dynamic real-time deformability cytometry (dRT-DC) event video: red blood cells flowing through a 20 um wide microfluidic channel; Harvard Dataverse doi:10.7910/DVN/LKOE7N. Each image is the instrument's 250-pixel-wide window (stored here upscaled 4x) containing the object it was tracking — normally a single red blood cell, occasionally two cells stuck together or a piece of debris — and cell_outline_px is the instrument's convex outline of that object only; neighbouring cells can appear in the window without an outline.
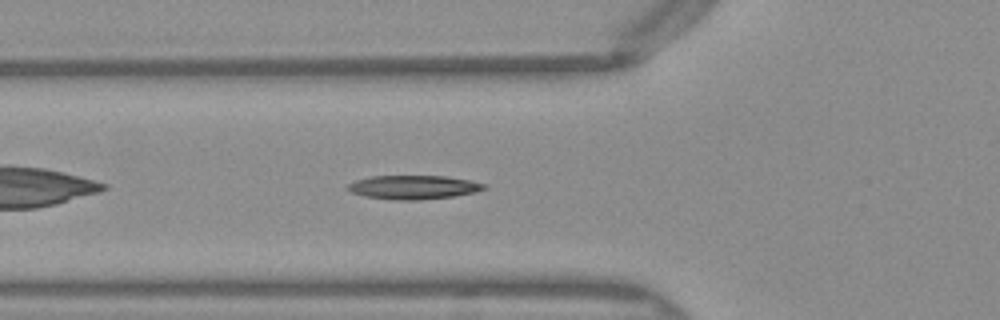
{"species": "Egyptian fruit bat (a non-hibernating species)", "species_latin": "Rousettus aegyptiacus", "temperature_condition": "warm", "stored_images_in_passage": 36, "camera_frame_rate_fps": 3000, "um_per_image_px": 0.085, "frame": {"image": 1, "passage_image": 3, "time_ms": 0.667, "image_size_px": [1000, 320], "cell_outline_px": [[488, 188], [476, 192], [452, 196], [420, 200], [396, 200], [364, 196], [352, 192], [348, 188], [348, 184], [356, 180], [372, 176], [448, 176], [488, 184]], "centroid_in_image_um": [35.2, 15.91], "position_along_channel_um": 90.6, "area_um2": 18.9}}
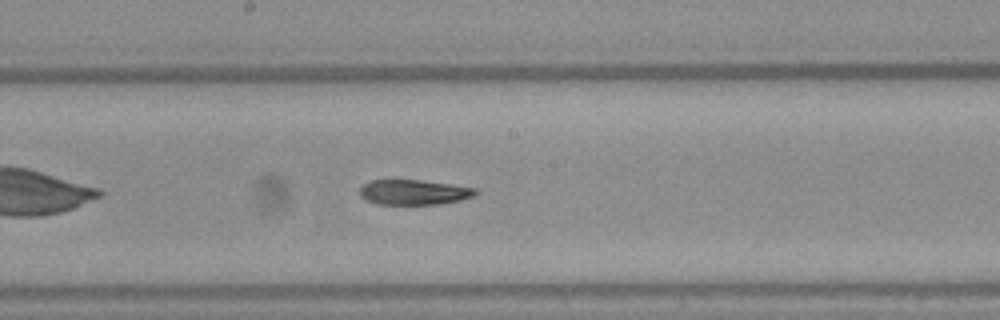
{"frame": {"image": 2, "passage_image": 12, "time_ms": 3.667, "image_size_px": [1000, 320], "cell_outline_px": [[480, 192], [476, 196], [460, 200], [440, 204], [376, 204], [360, 196], [360, 188], [368, 180], [420, 180], [452, 184], [476, 188]], "centroid_in_image_um": [35.22, 16.33], "position_along_channel_um": 213.0, "area_um2": 17.05}}
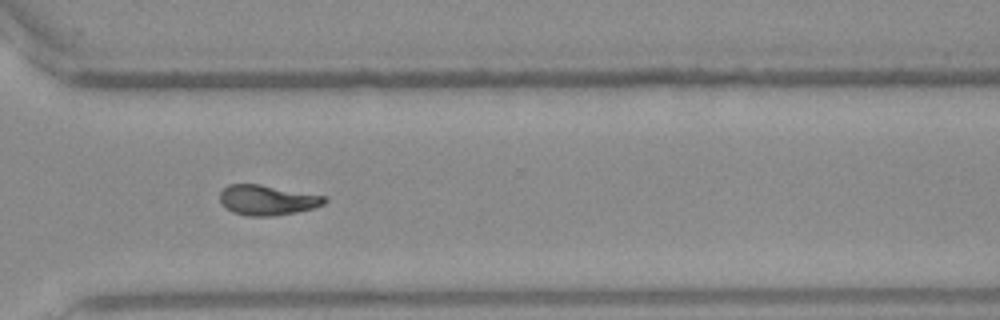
{"frame": {"image": 3, "passage_image": 22, "time_ms": 7.0, "image_size_px": [1000, 320], "cell_outline_px": [[328, 200], [324, 204], [316, 208], [296, 212], [272, 216], [248, 216], [232, 212], [220, 200], [220, 192], [228, 184], [260, 184], [328, 196]], "centroid_in_image_um": [22.78, 17.0], "position_along_channel_um": 347.8, "area_um2": 18.5}, "authors_computed_cell_mechanics": {"area_um2": 18.2648, "velocity_mm_per_s": 4.0603, "shape_relaxation_time_tau1_ms": 4.6759, "shape_relaxation_time_tau2_ms": 4.2421, "deformation_change_tau1": 0.223, "deformation_change_tau2": 0.126}}